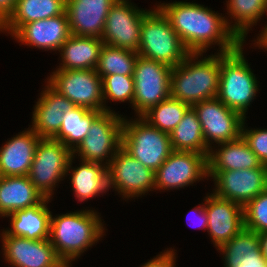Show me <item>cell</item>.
Listing matches in <instances>:
<instances>
[{
	"instance_id": "1",
	"label": "cell",
	"mask_w": 267,
	"mask_h": 267,
	"mask_svg": "<svg viewBox=\"0 0 267 267\" xmlns=\"http://www.w3.org/2000/svg\"><path fill=\"white\" fill-rule=\"evenodd\" d=\"M156 6L190 53H206L214 44L219 45L218 53H229L243 43L228 27L225 16L205 5L174 1Z\"/></svg>"
},
{
	"instance_id": "2",
	"label": "cell",
	"mask_w": 267,
	"mask_h": 267,
	"mask_svg": "<svg viewBox=\"0 0 267 267\" xmlns=\"http://www.w3.org/2000/svg\"><path fill=\"white\" fill-rule=\"evenodd\" d=\"M98 214L93 209L51 214L49 241L68 267L105 235Z\"/></svg>"
},
{
	"instance_id": "3",
	"label": "cell",
	"mask_w": 267,
	"mask_h": 267,
	"mask_svg": "<svg viewBox=\"0 0 267 267\" xmlns=\"http://www.w3.org/2000/svg\"><path fill=\"white\" fill-rule=\"evenodd\" d=\"M190 53L171 71V97L193 106L216 98L220 81V53ZM200 58V59H199Z\"/></svg>"
},
{
	"instance_id": "4",
	"label": "cell",
	"mask_w": 267,
	"mask_h": 267,
	"mask_svg": "<svg viewBox=\"0 0 267 267\" xmlns=\"http://www.w3.org/2000/svg\"><path fill=\"white\" fill-rule=\"evenodd\" d=\"M242 43L236 50L220 53V81L217 98L244 118L256 98L259 81L244 57Z\"/></svg>"
},
{
	"instance_id": "5",
	"label": "cell",
	"mask_w": 267,
	"mask_h": 267,
	"mask_svg": "<svg viewBox=\"0 0 267 267\" xmlns=\"http://www.w3.org/2000/svg\"><path fill=\"white\" fill-rule=\"evenodd\" d=\"M138 55L170 67L180 64L190 52L172 28L168 18L154 7L143 19Z\"/></svg>"
},
{
	"instance_id": "6",
	"label": "cell",
	"mask_w": 267,
	"mask_h": 267,
	"mask_svg": "<svg viewBox=\"0 0 267 267\" xmlns=\"http://www.w3.org/2000/svg\"><path fill=\"white\" fill-rule=\"evenodd\" d=\"M135 119L124 117L122 148L155 172L173 151L169 134L153 127L141 116Z\"/></svg>"
},
{
	"instance_id": "7",
	"label": "cell",
	"mask_w": 267,
	"mask_h": 267,
	"mask_svg": "<svg viewBox=\"0 0 267 267\" xmlns=\"http://www.w3.org/2000/svg\"><path fill=\"white\" fill-rule=\"evenodd\" d=\"M122 116L115 111L101 112L90 125L87 136L72 151V155L78 154L80 160L108 166L122 147Z\"/></svg>"
},
{
	"instance_id": "8",
	"label": "cell",
	"mask_w": 267,
	"mask_h": 267,
	"mask_svg": "<svg viewBox=\"0 0 267 267\" xmlns=\"http://www.w3.org/2000/svg\"><path fill=\"white\" fill-rule=\"evenodd\" d=\"M71 156L72 151L62 142L40 138L27 176L44 198L52 199L53 190L67 177Z\"/></svg>"
},
{
	"instance_id": "9",
	"label": "cell",
	"mask_w": 267,
	"mask_h": 267,
	"mask_svg": "<svg viewBox=\"0 0 267 267\" xmlns=\"http://www.w3.org/2000/svg\"><path fill=\"white\" fill-rule=\"evenodd\" d=\"M171 71L168 65L138 56L133 73L136 117L171 96Z\"/></svg>"
},
{
	"instance_id": "10",
	"label": "cell",
	"mask_w": 267,
	"mask_h": 267,
	"mask_svg": "<svg viewBox=\"0 0 267 267\" xmlns=\"http://www.w3.org/2000/svg\"><path fill=\"white\" fill-rule=\"evenodd\" d=\"M46 79L76 106L104 112L102 79L95 69L55 70Z\"/></svg>"
},
{
	"instance_id": "11",
	"label": "cell",
	"mask_w": 267,
	"mask_h": 267,
	"mask_svg": "<svg viewBox=\"0 0 267 267\" xmlns=\"http://www.w3.org/2000/svg\"><path fill=\"white\" fill-rule=\"evenodd\" d=\"M108 187L127 200L155 190V172L145 167L122 147L107 166ZM153 189V190H152Z\"/></svg>"
},
{
	"instance_id": "12",
	"label": "cell",
	"mask_w": 267,
	"mask_h": 267,
	"mask_svg": "<svg viewBox=\"0 0 267 267\" xmlns=\"http://www.w3.org/2000/svg\"><path fill=\"white\" fill-rule=\"evenodd\" d=\"M131 0H117L108 12L101 39L104 44L138 51L141 23L151 9H139Z\"/></svg>"
},
{
	"instance_id": "13",
	"label": "cell",
	"mask_w": 267,
	"mask_h": 267,
	"mask_svg": "<svg viewBox=\"0 0 267 267\" xmlns=\"http://www.w3.org/2000/svg\"><path fill=\"white\" fill-rule=\"evenodd\" d=\"M201 124L205 143L209 149L217 144L238 139L244 118L239 112L228 108L217 97L203 100L192 106ZM216 143V145L212 143ZM213 145V146H212Z\"/></svg>"
},
{
	"instance_id": "14",
	"label": "cell",
	"mask_w": 267,
	"mask_h": 267,
	"mask_svg": "<svg viewBox=\"0 0 267 267\" xmlns=\"http://www.w3.org/2000/svg\"><path fill=\"white\" fill-rule=\"evenodd\" d=\"M203 178L209 180L206 154L173 150L155 171V190H179Z\"/></svg>"
},
{
	"instance_id": "15",
	"label": "cell",
	"mask_w": 267,
	"mask_h": 267,
	"mask_svg": "<svg viewBox=\"0 0 267 267\" xmlns=\"http://www.w3.org/2000/svg\"><path fill=\"white\" fill-rule=\"evenodd\" d=\"M214 181L213 194L245 206L267 189V168L208 172Z\"/></svg>"
},
{
	"instance_id": "16",
	"label": "cell",
	"mask_w": 267,
	"mask_h": 267,
	"mask_svg": "<svg viewBox=\"0 0 267 267\" xmlns=\"http://www.w3.org/2000/svg\"><path fill=\"white\" fill-rule=\"evenodd\" d=\"M0 235L4 260L11 267H68L49 239L31 240L4 231Z\"/></svg>"
},
{
	"instance_id": "17",
	"label": "cell",
	"mask_w": 267,
	"mask_h": 267,
	"mask_svg": "<svg viewBox=\"0 0 267 267\" xmlns=\"http://www.w3.org/2000/svg\"><path fill=\"white\" fill-rule=\"evenodd\" d=\"M203 201L208 215L207 232L218 249L244 228L243 206L213 193L206 194Z\"/></svg>"
},
{
	"instance_id": "18",
	"label": "cell",
	"mask_w": 267,
	"mask_h": 267,
	"mask_svg": "<svg viewBox=\"0 0 267 267\" xmlns=\"http://www.w3.org/2000/svg\"><path fill=\"white\" fill-rule=\"evenodd\" d=\"M71 32L66 12L55 17L23 24L11 37L21 45L59 52Z\"/></svg>"
},
{
	"instance_id": "19",
	"label": "cell",
	"mask_w": 267,
	"mask_h": 267,
	"mask_svg": "<svg viewBox=\"0 0 267 267\" xmlns=\"http://www.w3.org/2000/svg\"><path fill=\"white\" fill-rule=\"evenodd\" d=\"M117 0H66V14L72 35L102 37L106 18Z\"/></svg>"
},
{
	"instance_id": "20",
	"label": "cell",
	"mask_w": 267,
	"mask_h": 267,
	"mask_svg": "<svg viewBox=\"0 0 267 267\" xmlns=\"http://www.w3.org/2000/svg\"><path fill=\"white\" fill-rule=\"evenodd\" d=\"M42 89L34 111L32 112L31 129L40 138H53L63 122V115L71 110L75 104L61 95L48 82Z\"/></svg>"
},
{
	"instance_id": "21",
	"label": "cell",
	"mask_w": 267,
	"mask_h": 267,
	"mask_svg": "<svg viewBox=\"0 0 267 267\" xmlns=\"http://www.w3.org/2000/svg\"><path fill=\"white\" fill-rule=\"evenodd\" d=\"M40 137L31 128L13 136L0 148V175L26 176Z\"/></svg>"
},
{
	"instance_id": "22",
	"label": "cell",
	"mask_w": 267,
	"mask_h": 267,
	"mask_svg": "<svg viewBox=\"0 0 267 267\" xmlns=\"http://www.w3.org/2000/svg\"><path fill=\"white\" fill-rule=\"evenodd\" d=\"M216 147L215 150L211 148L207 156L208 172L267 168L242 136Z\"/></svg>"
},
{
	"instance_id": "23",
	"label": "cell",
	"mask_w": 267,
	"mask_h": 267,
	"mask_svg": "<svg viewBox=\"0 0 267 267\" xmlns=\"http://www.w3.org/2000/svg\"><path fill=\"white\" fill-rule=\"evenodd\" d=\"M75 158L76 156H71L66 175H71L69 176L71 188L78 202L106 193L109 190L107 166L98 162L80 160V166L72 167Z\"/></svg>"
},
{
	"instance_id": "24",
	"label": "cell",
	"mask_w": 267,
	"mask_h": 267,
	"mask_svg": "<svg viewBox=\"0 0 267 267\" xmlns=\"http://www.w3.org/2000/svg\"><path fill=\"white\" fill-rule=\"evenodd\" d=\"M50 199L44 198L38 205L23 210H16L10 217L11 228L3 230L7 235L24 237L31 240L49 239L52 212L47 204Z\"/></svg>"
},
{
	"instance_id": "25",
	"label": "cell",
	"mask_w": 267,
	"mask_h": 267,
	"mask_svg": "<svg viewBox=\"0 0 267 267\" xmlns=\"http://www.w3.org/2000/svg\"><path fill=\"white\" fill-rule=\"evenodd\" d=\"M43 199L27 175L0 177V217L36 206Z\"/></svg>"
},
{
	"instance_id": "26",
	"label": "cell",
	"mask_w": 267,
	"mask_h": 267,
	"mask_svg": "<svg viewBox=\"0 0 267 267\" xmlns=\"http://www.w3.org/2000/svg\"><path fill=\"white\" fill-rule=\"evenodd\" d=\"M99 37L70 35L63 43L59 53L61 62L56 70L95 69L103 45Z\"/></svg>"
},
{
	"instance_id": "27",
	"label": "cell",
	"mask_w": 267,
	"mask_h": 267,
	"mask_svg": "<svg viewBox=\"0 0 267 267\" xmlns=\"http://www.w3.org/2000/svg\"><path fill=\"white\" fill-rule=\"evenodd\" d=\"M66 0H17L10 17L0 26V33L11 36L23 25L64 14Z\"/></svg>"
},
{
	"instance_id": "28",
	"label": "cell",
	"mask_w": 267,
	"mask_h": 267,
	"mask_svg": "<svg viewBox=\"0 0 267 267\" xmlns=\"http://www.w3.org/2000/svg\"><path fill=\"white\" fill-rule=\"evenodd\" d=\"M226 3L228 17L225 15V18L227 25L245 43L248 32L252 30L250 28L266 15L267 0H226ZM229 17L231 22L228 19Z\"/></svg>"
},
{
	"instance_id": "29",
	"label": "cell",
	"mask_w": 267,
	"mask_h": 267,
	"mask_svg": "<svg viewBox=\"0 0 267 267\" xmlns=\"http://www.w3.org/2000/svg\"><path fill=\"white\" fill-rule=\"evenodd\" d=\"M172 150L191 151L206 154L210 149L205 143L201 124L198 120L196 111L190 106L182 120L169 133Z\"/></svg>"
},
{
	"instance_id": "30",
	"label": "cell",
	"mask_w": 267,
	"mask_h": 267,
	"mask_svg": "<svg viewBox=\"0 0 267 267\" xmlns=\"http://www.w3.org/2000/svg\"><path fill=\"white\" fill-rule=\"evenodd\" d=\"M100 113L101 111L98 110H89L75 105L63 115L59 132L53 138L73 151L87 136L90 125Z\"/></svg>"
},
{
	"instance_id": "31",
	"label": "cell",
	"mask_w": 267,
	"mask_h": 267,
	"mask_svg": "<svg viewBox=\"0 0 267 267\" xmlns=\"http://www.w3.org/2000/svg\"><path fill=\"white\" fill-rule=\"evenodd\" d=\"M138 56L137 51L103 44L95 70L101 79L113 74L133 75Z\"/></svg>"
},
{
	"instance_id": "32",
	"label": "cell",
	"mask_w": 267,
	"mask_h": 267,
	"mask_svg": "<svg viewBox=\"0 0 267 267\" xmlns=\"http://www.w3.org/2000/svg\"><path fill=\"white\" fill-rule=\"evenodd\" d=\"M190 106L171 96L151 107L141 117L162 132L170 133Z\"/></svg>"
},
{
	"instance_id": "33",
	"label": "cell",
	"mask_w": 267,
	"mask_h": 267,
	"mask_svg": "<svg viewBox=\"0 0 267 267\" xmlns=\"http://www.w3.org/2000/svg\"><path fill=\"white\" fill-rule=\"evenodd\" d=\"M217 250L223 255L224 267H237L242 257L261 251L259 233L243 228Z\"/></svg>"
},
{
	"instance_id": "34",
	"label": "cell",
	"mask_w": 267,
	"mask_h": 267,
	"mask_svg": "<svg viewBox=\"0 0 267 267\" xmlns=\"http://www.w3.org/2000/svg\"><path fill=\"white\" fill-rule=\"evenodd\" d=\"M104 111H113L107 107L106 101L129 102L133 107L134 78L133 75L113 74L102 78Z\"/></svg>"
},
{
	"instance_id": "35",
	"label": "cell",
	"mask_w": 267,
	"mask_h": 267,
	"mask_svg": "<svg viewBox=\"0 0 267 267\" xmlns=\"http://www.w3.org/2000/svg\"><path fill=\"white\" fill-rule=\"evenodd\" d=\"M244 228L256 233L267 232V189L243 207Z\"/></svg>"
},
{
	"instance_id": "36",
	"label": "cell",
	"mask_w": 267,
	"mask_h": 267,
	"mask_svg": "<svg viewBox=\"0 0 267 267\" xmlns=\"http://www.w3.org/2000/svg\"><path fill=\"white\" fill-rule=\"evenodd\" d=\"M245 120L242 124L241 136L249 148L256 154L263 165L267 166V128H247Z\"/></svg>"
},
{
	"instance_id": "37",
	"label": "cell",
	"mask_w": 267,
	"mask_h": 267,
	"mask_svg": "<svg viewBox=\"0 0 267 267\" xmlns=\"http://www.w3.org/2000/svg\"><path fill=\"white\" fill-rule=\"evenodd\" d=\"M177 250L168 248L160 254L156 255L153 259L144 263L140 267H176V252Z\"/></svg>"
},
{
	"instance_id": "38",
	"label": "cell",
	"mask_w": 267,
	"mask_h": 267,
	"mask_svg": "<svg viewBox=\"0 0 267 267\" xmlns=\"http://www.w3.org/2000/svg\"><path fill=\"white\" fill-rule=\"evenodd\" d=\"M237 267H267L262 251H254V254H247L242 257L241 263Z\"/></svg>"
},
{
	"instance_id": "39",
	"label": "cell",
	"mask_w": 267,
	"mask_h": 267,
	"mask_svg": "<svg viewBox=\"0 0 267 267\" xmlns=\"http://www.w3.org/2000/svg\"><path fill=\"white\" fill-rule=\"evenodd\" d=\"M189 213H190V215L195 214L194 217H197V219H195V220H198V222H197L198 225L196 226V227H198V229L201 228L203 230H207L208 215L205 211V202L202 203V205L200 204L199 206L194 207V209H192L190 212H188V216H189ZM192 227H194V226H192Z\"/></svg>"
},
{
	"instance_id": "40",
	"label": "cell",
	"mask_w": 267,
	"mask_h": 267,
	"mask_svg": "<svg viewBox=\"0 0 267 267\" xmlns=\"http://www.w3.org/2000/svg\"><path fill=\"white\" fill-rule=\"evenodd\" d=\"M17 0H0V26L10 17Z\"/></svg>"
},
{
	"instance_id": "41",
	"label": "cell",
	"mask_w": 267,
	"mask_h": 267,
	"mask_svg": "<svg viewBox=\"0 0 267 267\" xmlns=\"http://www.w3.org/2000/svg\"><path fill=\"white\" fill-rule=\"evenodd\" d=\"M260 34L257 36V39H254V44L256 47L265 49L267 51V25L262 29V31H259Z\"/></svg>"
},
{
	"instance_id": "42",
	"label": "cell",
	"mask_w": 267,
	"mask_h": 267,
	"mask_svg": "<svg viewBox=\"0 0 267 267\" xmlns=\"http://www.w3.org/2000/svg\"><path fill=\"white\" fill-rule=\"evenodd\" d=\"M259 239H260V247L262 254L267 261V232H261L259 233Z\"/></svg>"
}]
</instances>
